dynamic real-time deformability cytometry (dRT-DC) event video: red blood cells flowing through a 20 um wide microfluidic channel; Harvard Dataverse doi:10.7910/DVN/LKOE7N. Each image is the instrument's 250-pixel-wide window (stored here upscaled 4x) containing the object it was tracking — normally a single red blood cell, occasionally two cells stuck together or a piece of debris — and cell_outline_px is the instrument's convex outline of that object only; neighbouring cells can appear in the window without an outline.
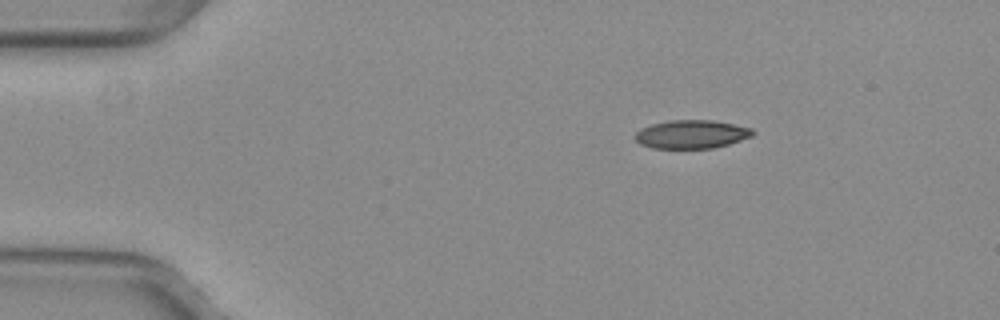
{"species": "common noctule bat (a hibernating species)", "species_latin": "Nyctalus noctula", "temperature_condition": "warm", "stored_images_in_passage": 37, "camera_frame_rate_fps": 3000, "um_per_image_px": 0.085, "animal": {"sex": "female", "body_mass_g": 29.2, "forearm_length_mm": 56.3}, "frame": {"image": 1, "passage_image": 1, "time_ms": 0.0, "image_size_px": [1000, 320], "cell_outline_px": [[756, 132], [752, 136], [728, 144], [712, 148], [652, 148], [640, 144], [632, 136], [640, 128], [652, 124], [668, 120], [712, 120], [752, 128]], "centroid_in_image_um": [58.74, 11.41], "position_along_channel_um": 26.3, "area_um2": 19.54}}
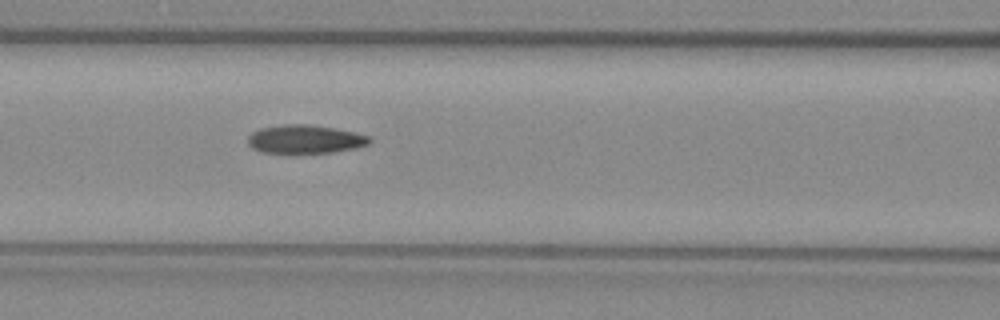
{"frame": {"image": 2, "passage_image": 15, "time_ms": 4.667, "image_size_px": [1000, 320], "cell_outline_px": [[372, 140], [368, 144], [356, 148], [332, 152], [288, 156], [260, 152], [252, 148], [248, 144], [248, 136], [252, 132], [260, 128], [284, 124], [308, 124], [332, 128], [352, 132], [368, 136]], "centroid_in_image_um": [25.85, 11.88], "position_along_channel_um": 140.8, "area_um2": 20.92}}
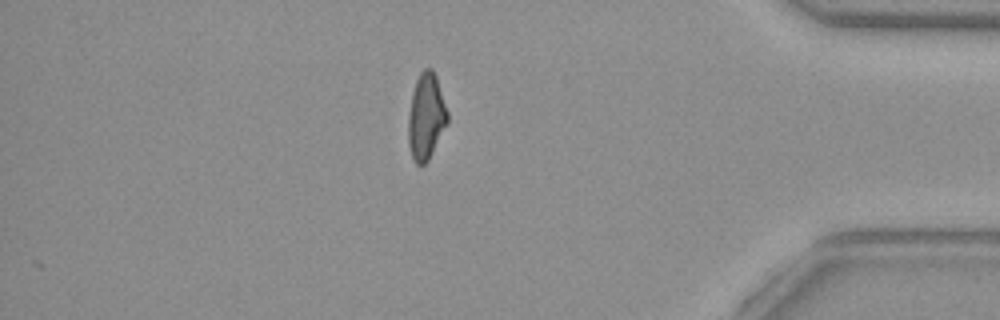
{"frame": {"image": 3, "passage_image": 37, "time_ms": 12.0, "image_size_px": [1000, 320], "cell_outline_px": [[448, 124], [428, 160], [424, 164], [416, 164], [412, 156], [408, 144], [408, 116], [412, 92], [416, 80], [420, 72], [424, 68], [432, 68], [436, 76], [448, 112]], "centroid_in_image_um": [36.22, 9.9], "position_along_channel_um": 399.0, "area_um2": 19.77}, "authors_computed_cell_mechanics": {"area_um2": 20.4034, "velocity_mm_per_s": 4.0101, "shape_relaxation_time_tau1_ms": null, "shape_relaxation_time_tau2_ms": 2.6907, "deformation_change_tau1": null, "deformation_change_tau2": 0.0998}}